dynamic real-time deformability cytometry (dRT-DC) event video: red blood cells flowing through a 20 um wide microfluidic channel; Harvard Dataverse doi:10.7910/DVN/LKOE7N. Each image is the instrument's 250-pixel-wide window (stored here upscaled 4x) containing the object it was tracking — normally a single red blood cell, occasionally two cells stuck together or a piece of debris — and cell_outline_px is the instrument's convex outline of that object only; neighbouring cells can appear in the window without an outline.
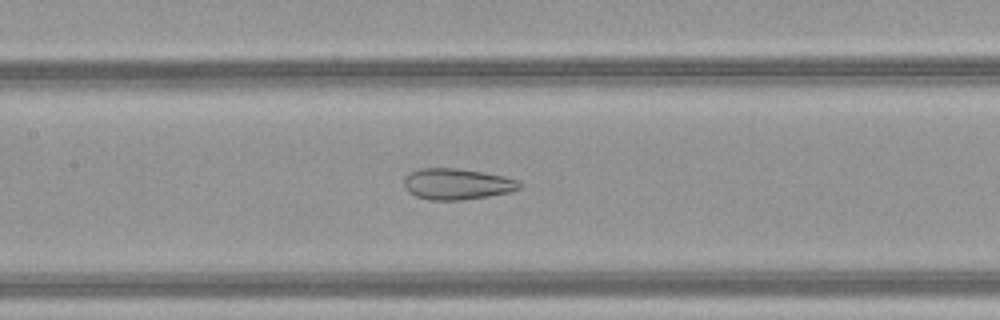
{"species": "common noctule bat (a hibernating species)", "species_latin": "Nyctalus noctula", "temperature_condition": "warm", "stored_images_in_passage": 46, "camera_frame_rate_fps": 3000, "um_per_image_px": 0.085, "animal": {"sex": "female", "body_mass_g": 21.9}, "frame": {"image": 1, "passage_image": 21, "time_ms": 6.667, "image_size_px": [1000, 320], "cell_outline_px": [[520, 188], [508, 192], [488, 196], [460, 200], [428, 200], [416, 196], [408, 192], [404, 188], [404, 180], [408, 172], [420, 168], [456, 168], [484, 172], [504, 176], [516, 180], [520, 184]], "centroid_in_image_um": [38.78, 15.63], "position_along_channel_um": 168.6, "area_um2": 20.92}}
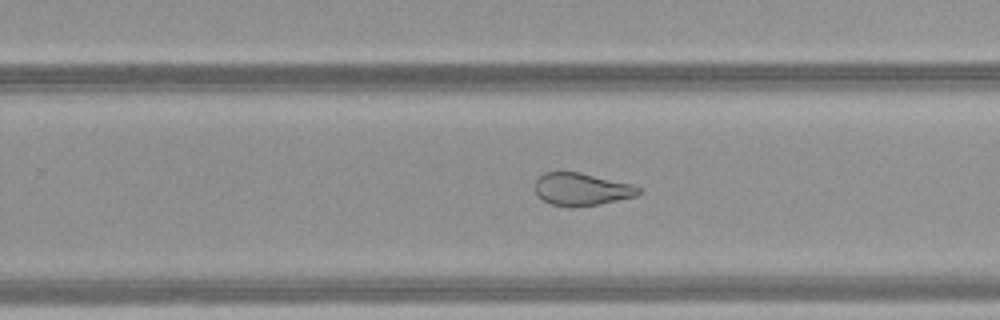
{"frame": {"image": 2, "passage_image": 29, "time_ms": 9.333, "image_size_px": [1000, 320], "cell_outline_px": [[640, 192], [636, 196], [600, 204], [552, 204], [536, 196], [536, 180], [544, 172], [580, 172], [632, 184], [640, 188]], "centroid_in_image_um": [49.45, 16.04], "position_along_channel_um": 280.3, "area_um2": 18.96}}
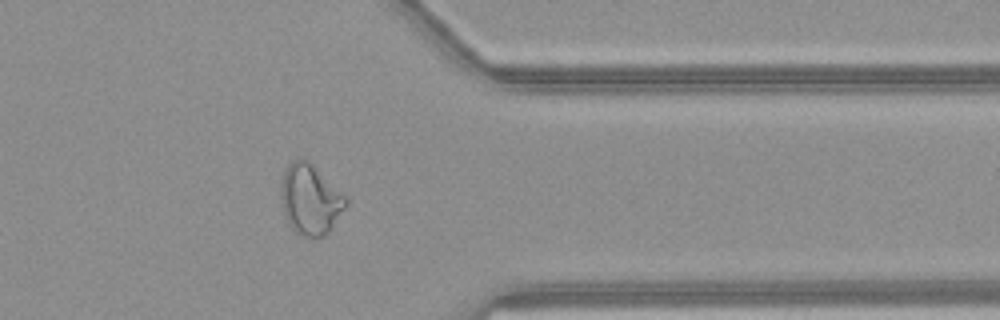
{"frame": {"image": 3, "passage_image": 37, "time_ms": 12.0, "image_size_px": [1000, 320], "cell_outline_px": [[348, 204], [328, 232], [324, 236], [312, 240], [296, 232], [288, 224], [284, 216], [280, 196], [280, 184], [284, 168], [292, 160], [300, 156], [308, 160], [348, 196]], "centroid_in_image_um": [26.36, 16.93], "position_along_channel_um": 385.0, "area_um2": 27.4}, "authors_computed_cell_mechanics": {"area_um2": 27.3683, "velocity_mm_per_s": 4.21, "shape_relaxation_time_tau1_ms": null, "shape_relaxation_time_tau2_ms": 1.4792, "deformation_change_tau1": null, "deformation_change_tau2": 0.0983}}